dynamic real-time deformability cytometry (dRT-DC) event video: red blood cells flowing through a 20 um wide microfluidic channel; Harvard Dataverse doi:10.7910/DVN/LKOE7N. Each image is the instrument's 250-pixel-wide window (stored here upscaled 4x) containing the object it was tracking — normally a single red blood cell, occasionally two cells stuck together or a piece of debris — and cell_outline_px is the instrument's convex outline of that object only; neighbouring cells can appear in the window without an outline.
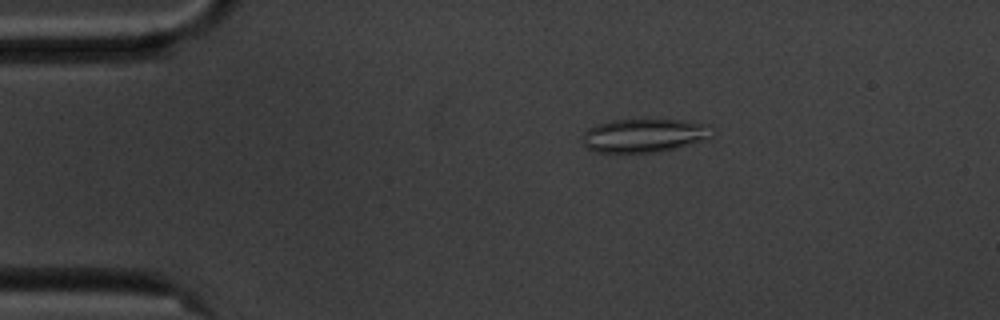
{"species": "common noctule bat (a hibernating species)", "species_latin": "Nyctalus noctula", "temperature_condition": "cold", "stored_images_in_passage": 56, "camera_frame_rate_fps": 3000, "um_per_image_px": 0.085, "animal": {"sex": "male", "body_mass_g": 20.1, "forearm_length_mm": 53.5}, "frame": {"image": 1, "passage_image": 10, "time_ms": 3.0, "image_size_px": [1000, 320], "cell_outline_px": [[712, 136], [676, 148], [660, 152], [596, 152], [588, 148], [584, 144], [584, 132], [588, 128], [596, 124], [612, 120], [684, 120], [712, 124]], "centroid_in_image_um": [54.77, 11.5], "position_along_channel_um": 30.2, "area_um2": 25.2}}
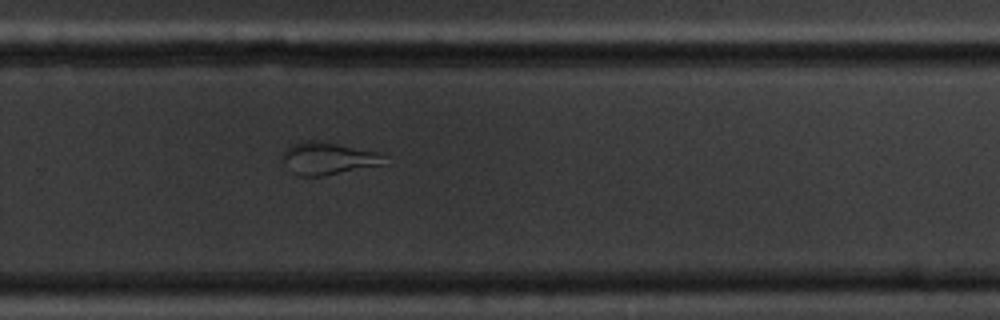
{"frame": {"image": 2, "passage_image": 37, "time_ms": 12.0, "image_size_px": [1000, 320], "cell_outline_px": [[380, 164], [320, 176], [300, 176], [292, 172], [280, 156], [292, 144], [304, 140], [316, 140], [376, 152], [380, 156]], "centroid_in_image_um": [27.73, 13.45], "position_along_channel_um": 302.1, "area_um2": 18.21}}
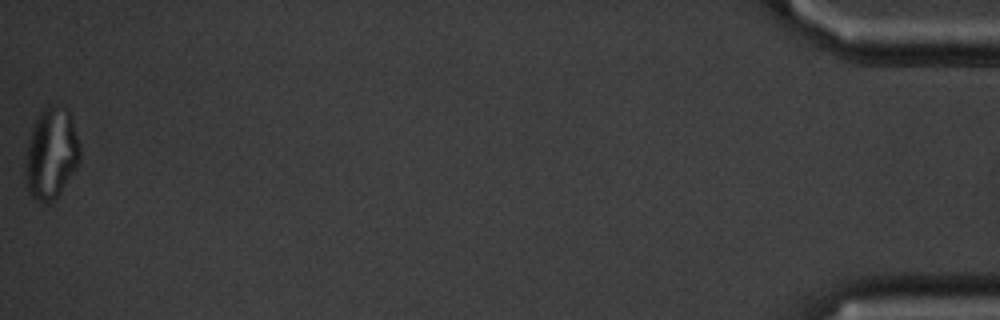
{"frame": {"image": 3, "passage_image": 56, "time_ms": 18.333, "image_size_px": [1000, 320], "cell_outline_px": [[80, 160], [76, 168], [60, 192], [52, 200], [44, 204], [40, 204], [32, 200], [28, 192], [24, 164], [32, 124], [40, 112], [48, 104], [64, 104], [68, 108], [80, 144]], "centroid_in_image_um": [4.34, 13.02], "position_along_channel_um": 430.9, "area_um2": 29.54}, "authors_computed_cell_mechanics": {"area_um2": 24.9407, "velocity_mm_per_s": 3.5608, "shape_relaxation_time_tau1_ms": null, "shape_relaxation_time_tau2_ms": 1.4266, "deformation_change_tau1": null, "deformation_change_tau2": 0.0869}}